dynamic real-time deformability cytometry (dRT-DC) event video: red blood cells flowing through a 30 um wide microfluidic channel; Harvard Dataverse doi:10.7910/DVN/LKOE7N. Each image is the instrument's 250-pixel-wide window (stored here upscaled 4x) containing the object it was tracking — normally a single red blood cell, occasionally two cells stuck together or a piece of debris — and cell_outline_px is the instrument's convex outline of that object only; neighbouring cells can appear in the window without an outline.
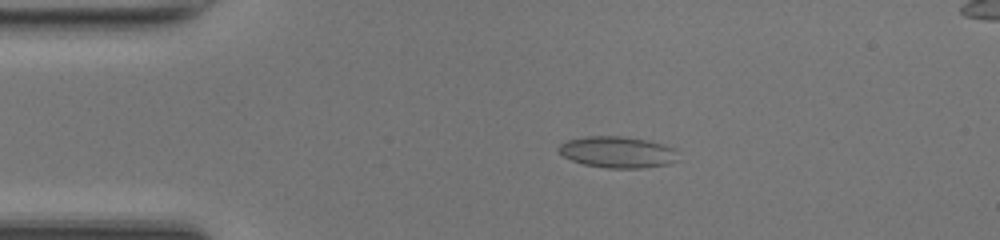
{"species": "common noctule bat (a hibernating species)", "species_latin": "Nyctalus noctula", "temperature_condition": "room temperature", "stored_images_in_passage": 43, "camera_frame_rate_fps": 3000, "um_per_image_px": 0.085, "animal": {"sex": "female", "body_mass_g": 17.0, "forearm_length_mm": 48.0}, "frame": {"image": 1, "passage_image": 4, "time_ms": 1.0, "image_size_px": [1000, 240], "cell_outline_px": [[680, 160], [668, 164], [640, 168], [608, 168], [584, 164], [572, 160], [564, 156], [556, 148], [560, 144], [568, 140], [588, 136], [620, 136], [648, 140], [664, 144], [676, 148]], "centroid_in_image_um": [52.55, 12.93], "position_along_channel_um": 32.5, "area_um2": 21.96}}
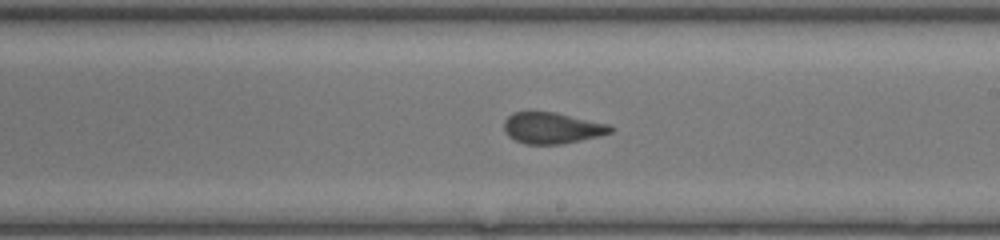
{"frame": {"image": 2, "passage_image": 22, "time_ms": 7.0, "image_size_px": [1000, 240], "cell_outline_px": [[612, 132], [600, 136], [560, 144], [524, 144], [508, 136], [504, 132], [504, 120], [512, 112], [556, 112], [608, 124], [612, 128]], "centroid_in_image_um": [46.89, 10.88], "position_along_channel_um": 242.1, "area_um2": 19.31}}
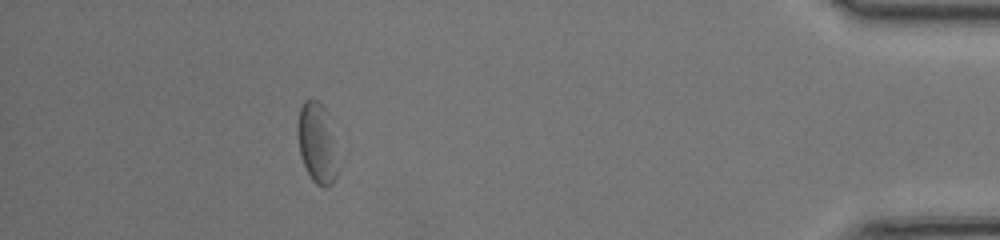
{"frame": {"image": 3, "passage_image": 38, "time_ms": 12.333, "image_size_px": [1000, 240], "cell_outline_px": [[336, 176], [332, 184], [324, 188], [316, 184], [312, 180], [300, 156], [296, 132], [296, 128], [300, 108], [304, 100], [316, 100], [324, 108], [336, 172]], "centroid_in_image_um": [26.82, 12.19], "position_along_channel_um": 408.4, "area_um2": 17.46}, "authors_computed_cell_mechanics": {"area_um2": 19.8832, "velocity_mm_per_s": 4.2278, "shape_relaxation_time_tau1_ms": 8.4027, "shape_relaxation_time_tau2_ms": 1.326, "deformation_change_tau1": 0.1842, "deformation_change_tau2": 0.0677}}